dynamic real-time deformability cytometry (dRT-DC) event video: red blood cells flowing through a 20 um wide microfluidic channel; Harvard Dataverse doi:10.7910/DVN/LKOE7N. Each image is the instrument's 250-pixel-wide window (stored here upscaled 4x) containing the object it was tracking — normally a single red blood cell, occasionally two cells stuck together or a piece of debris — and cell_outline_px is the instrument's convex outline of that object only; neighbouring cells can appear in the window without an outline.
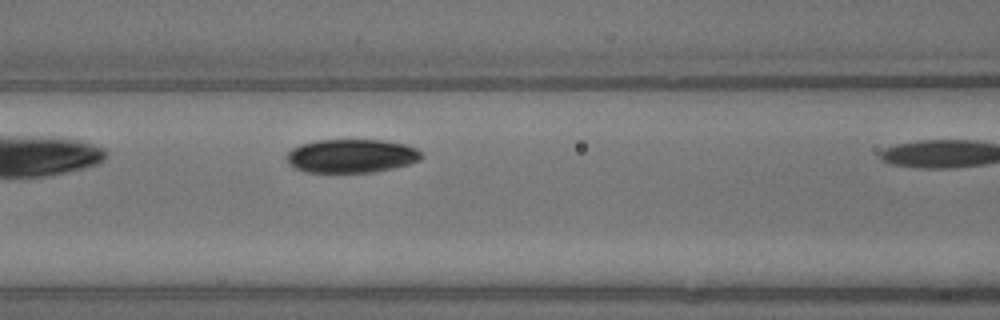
{"species": "common noctule bat (a hibernating species)", "species_latin": "Nyctalus noctula", "temperature_condition": "warm", "stored_images_in_passage": 6, "segment_of_instrument_passage": [1, 2], "camera_frame_rate_fps": 3000, "um_per_image_px": 0.085, "animal": {"sex": "male", "body_mass_g": 13.3}, "frame": {"image": 1, "passage_image": 5, "time_ms": 1.333, "image_size_px": [1000, 320], "cell_outline_px": [[424, 156], [420, 160], [408, 164], [376, 172], [304, 172], [296, 168], [284, 156], [292, 148], [300, 144], [316, 140], [384, 140], [404, 144], [416, 148]], "centroid_in_image_um": [29.87, 13.25], "position_along_channel_um": 136.7, "area_um2": 26.41}}